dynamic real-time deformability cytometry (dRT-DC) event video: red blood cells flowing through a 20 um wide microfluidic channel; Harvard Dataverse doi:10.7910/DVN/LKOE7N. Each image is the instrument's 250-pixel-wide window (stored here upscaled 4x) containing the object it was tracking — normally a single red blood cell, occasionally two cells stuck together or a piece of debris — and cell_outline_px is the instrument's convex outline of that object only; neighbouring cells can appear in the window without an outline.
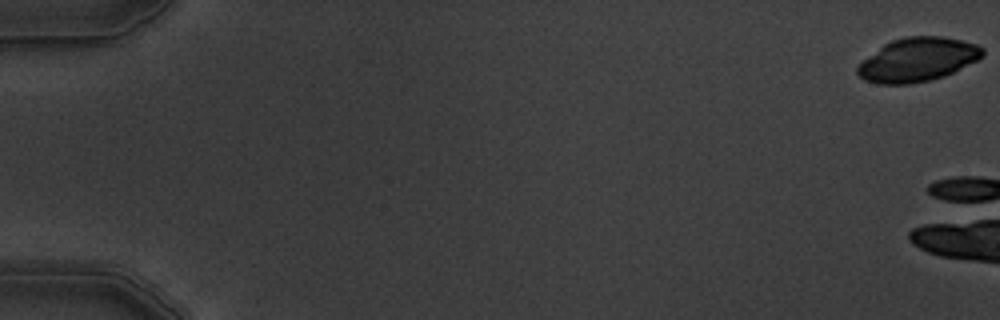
{"species": "common noctule bat (a hibernating species)", "species_latin": "Nyctalus noctula", "temperature_condition": "warm", "stored_images_in_passage": 7, "camera_frame_rate_fps": 3000, "um_per_image_px": 0.085, "animal": {"sex": "male", "body_mass_g": 19.5, "forearm_length_mm": 54.6}, "frame": {"image": 1, "passage_image": 1, "time_ms": 0.0, "image_size_px": [1000, 320], "cell_outline_px": [[984, 56], [944, 76], [928, 80], [908, 84], [880, 84], [864, 80], [856, 72], [856, 68], [864, 60], [884, 44], [892, 40], [904, 36], [944, 36], [976, 44], [984, 48]], "centroid_in_image_um": [78.0, 5.06], "position_along_channel_um": 7.0, "area_um2": 31.56}}